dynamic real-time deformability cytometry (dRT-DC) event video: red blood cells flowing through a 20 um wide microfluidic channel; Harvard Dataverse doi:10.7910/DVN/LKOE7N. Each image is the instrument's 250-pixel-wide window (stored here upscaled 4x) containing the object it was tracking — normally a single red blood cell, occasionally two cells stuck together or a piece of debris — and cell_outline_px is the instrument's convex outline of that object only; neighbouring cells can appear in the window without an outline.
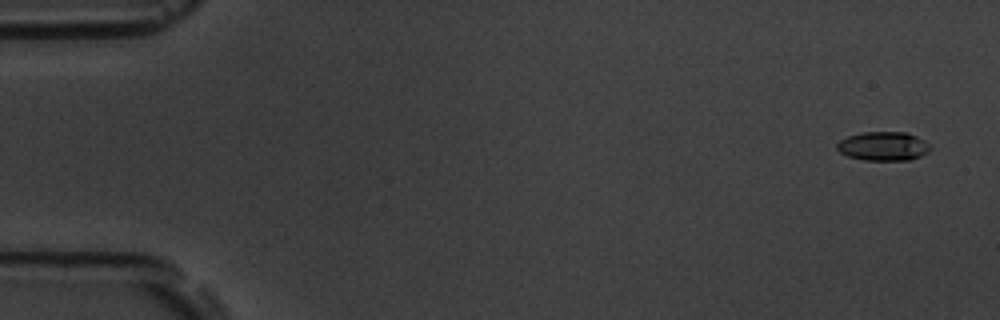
{"species": "common noctule bat (a hibernating species)", "species_latin": "Nyctalus noctula", "temperature_condition": "room temperature", "stored_images_in_passage": 54, "camera_frame_rate_fps": 3000, "um_per_image_px": 0.085, "animal": {"sex": "male", "body_mass_g": 19.5, "forearm_length_mm": 54.6}, "frame": {"image": 1, "passage_image": 1, "time_ms": 0.0, "image_size_px": [1000, 320], "cell_outline_px": [[932, 148], [928, 152], [912, 160], [864, 160], [848, 156], [840, 152], [836, 148], [836, 144], [840, 140], [848, 136], [864, 132], [904, 132], [916, 136], [932, 144]], "centroid_in_image_um": [75.11, 12.43], "position_along_channel_um": 9.9, "area_um2": 15.84}}
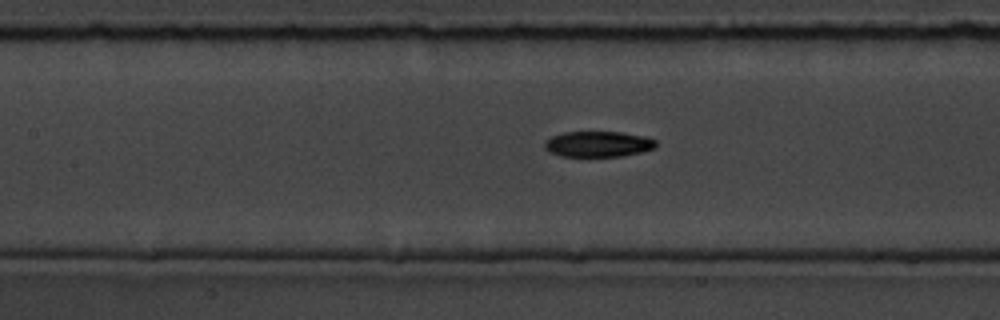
{"frame": {"image": 2, "passage_image": 24, "time_ms": 7.667, "image_size_px": [1000, 320], "cell_outline_px": [[656, 148], [640, 152], [620, 156], [560, 156], [548, 152], [544, 148], [544, 144], [552, 136], [564, 132], [620, 132], [644, 136], [656, 140]], "centroid_in_image_um": [50.83, 12.25], "position_along_channel_um": 156.6, "area_um2": 16.59}}
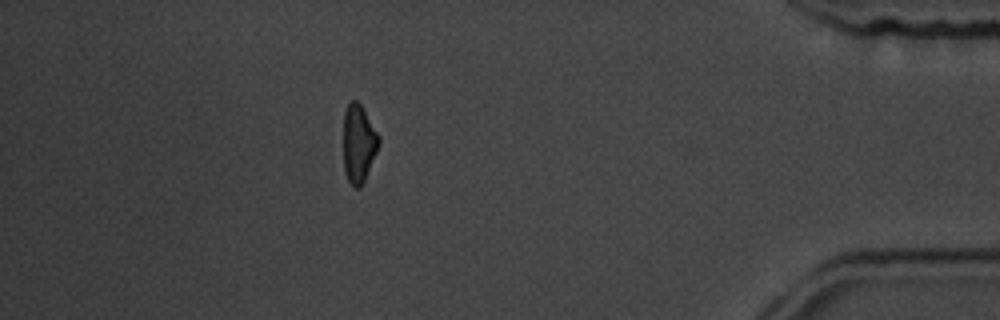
{"frame": {"image": 3, "passage_image": 48, "time_ms": 15.667, "image_size_px": [1000, 320], "cell_outline_px": [[380, 144], [364, 180], [360, 188], [356, 188], [348, 180], [344, 172], [344, 112], [348, 104], [352, 100], [356, 100], [360, 104], [380, 136]], "centroid_in_image_um": [30.48, 12.2], "position_along_channel_um": 404.7, "area_um2": 15.95}, "authors_computed_cell_mechanics": {"area_um2": 16.6753, "velocity_mm_per_s": 3.6916, "shape_relaxation_time_tau1_ms": 3.4854, "shape_relaxation_time_tau2_ms": 3.5682, "deformation_change_tau1": 0.1427, "deformation_change_tau2": 0.0969}}